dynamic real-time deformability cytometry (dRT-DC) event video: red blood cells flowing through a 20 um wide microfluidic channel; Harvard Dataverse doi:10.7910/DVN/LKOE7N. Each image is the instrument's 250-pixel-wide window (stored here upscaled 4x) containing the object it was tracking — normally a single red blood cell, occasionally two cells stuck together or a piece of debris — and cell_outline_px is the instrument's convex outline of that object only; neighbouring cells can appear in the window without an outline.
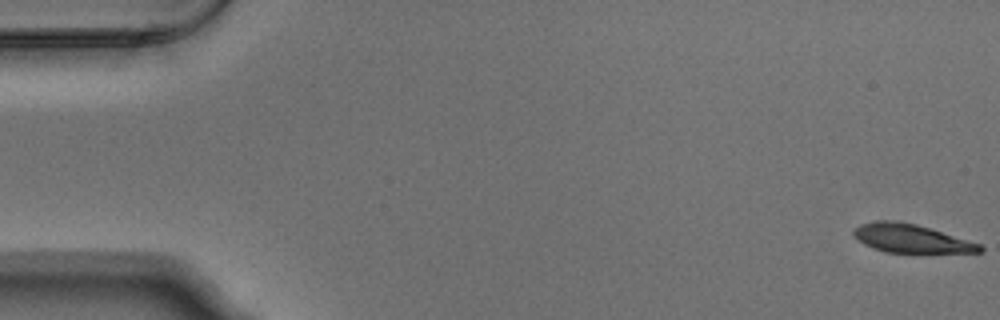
{"species": "Egyptian fruit bat (a non-hibernating species)", "species_latin": "Rousettus aegyptiacus", "temperature_condition": "warm", "stored_images_in_passage": 5, "camera_frame_rate_fps": 3000, "um_per_image_px": 0.085, "animal": {"sex": "male"}, "frame": {"image": 1, "passage_image": 1, "time_ms": 0.0, "image_size_px": [1000, 320], "cell_outline_px": [[984, 252], [888, 252], [872, 248], [864, 244], [852, 236], [852, 232], [860, 224], [880, 220], [884, 220], [916, 224], [980, 244], [984, 248]], "centroid_in_image_um": [77.4, 20.27], "position_along_channel_um": 7.6, "area_um2": 20.46}}
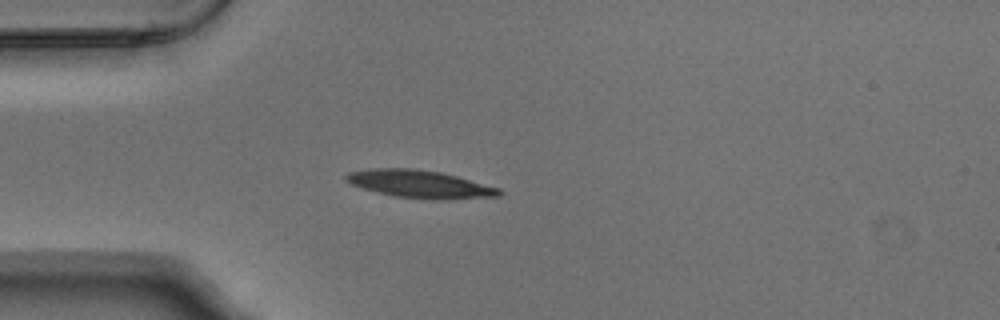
{"frame": {"image": 2, "passage_image": 5, "time_ms": 1.333, "image_size_px": [1000, 320], "cell_outline_px": [[504, 192], [500, 196], [448, 200], [432, 200], [396, 196], [364, 188], [352, 184], [344, 180], [344, 176], [348, 172], [372, 168], [416, 168], [440, 172], [456, 176], [500, 188]], "centroid_in_image_um": [35.73, 15.65], "position_along_channel_um": 49.3, "area_um2": 24.8}}